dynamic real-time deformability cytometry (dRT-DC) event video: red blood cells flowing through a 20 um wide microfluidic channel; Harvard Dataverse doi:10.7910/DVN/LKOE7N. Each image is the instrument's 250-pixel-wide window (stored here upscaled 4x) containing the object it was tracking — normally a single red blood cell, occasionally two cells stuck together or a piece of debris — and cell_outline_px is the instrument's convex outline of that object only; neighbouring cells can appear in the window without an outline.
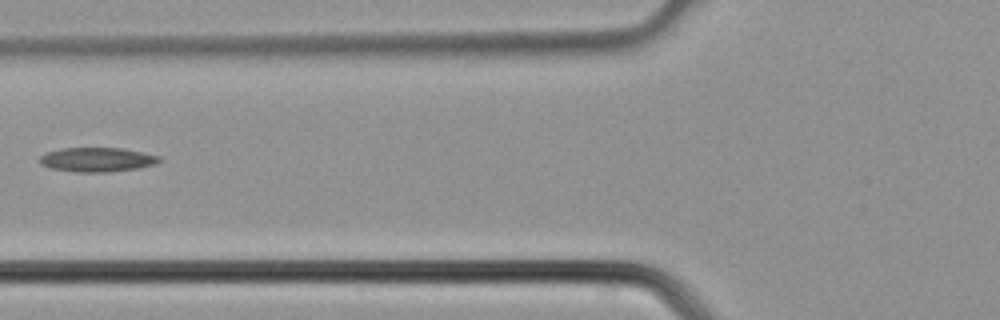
{"species": "common noctule bat (a hibernating species)", "species_latin": "Nyctalus noctula", "temperature_condition": "cold", "stored_images_in_passage": 5, "camera_frame_rate_fps": 3000, "um_per_image_px": 0.085, "animal": {"sex": "male", "body_mass_g": 21.5, "forearm_length_mm": 52.0}, "frame": {"image": 1, "passage_image": 5, "time_ms": 1.333, "image_size_px": [1000, 320], "cell_outline_px": [[164, 160], [156, 164], [140, 168], [108, 172], [76, 172], [52, 168], [40, 164], [40, 156], [48, 152], [64, 148], [124, 148], [160, 156]], "centroid_in_image_um": [8.33, 13.57], "position_along_channel_um": 117.5, "area_um2": 16.99}}